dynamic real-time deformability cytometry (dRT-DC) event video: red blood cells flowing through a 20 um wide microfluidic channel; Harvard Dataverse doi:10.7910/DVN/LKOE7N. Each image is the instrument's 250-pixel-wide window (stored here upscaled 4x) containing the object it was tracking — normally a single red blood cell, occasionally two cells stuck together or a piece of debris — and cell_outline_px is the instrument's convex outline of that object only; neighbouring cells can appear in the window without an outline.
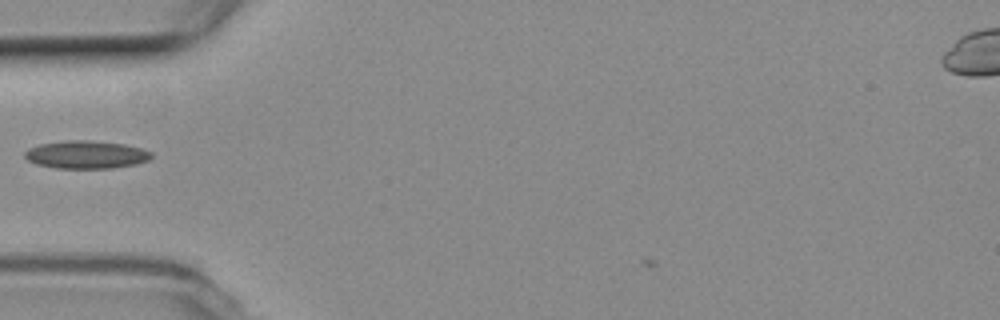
{"species": "common noctule bat (a hibernating species)", "species_latin": "Nyctalus noctula", "temperature_condition": "room temperature", "stored_images_in_passage": 41, "camera_frame_rate_fps": 3000, "um_per_image_px": 0.085, "animal": {"sex": "female", "body_mass_g": 19.3, "forearm_length_mm": 54.1}, "frame": {"image": 1, "passage_image": 6, "time_ms": 1.667, "image_size_px": [1000, 320], "cell_outline_px": [[152, 156], [148, 160], [136, 164], [112, 168], [56, 168], [36, 164], [28, 160], [24, 156], [24, 152], [28, 148], [40, 144], [64, 140], [88, 140], [124, 144], [144, 148], [152, 152]], "centroid_in_image_um": [7.33, 13.14], "position_along_channel_um": 77.7, "area_um2": 20.69}}
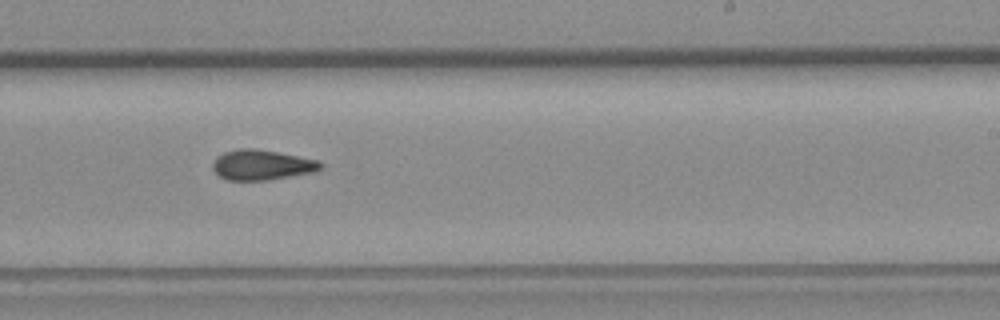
{"frame": {"image": 2, "passage_image": 21, "time_ms": 6.667, "image_size_px": [1000, 320], "cell_outline_px": [[324, 168], [316, 172], [268, 180], [228, 180], [220, 176], [212, 168], [212, 164], [216, 156], [224, 152], [240, 148], [256, 148], [316, 160], [324, 164]], "centroid_in_image_um": [22.26, 14.02], "position_along_channel_um": 266.7, "area_um2": 19.02}}
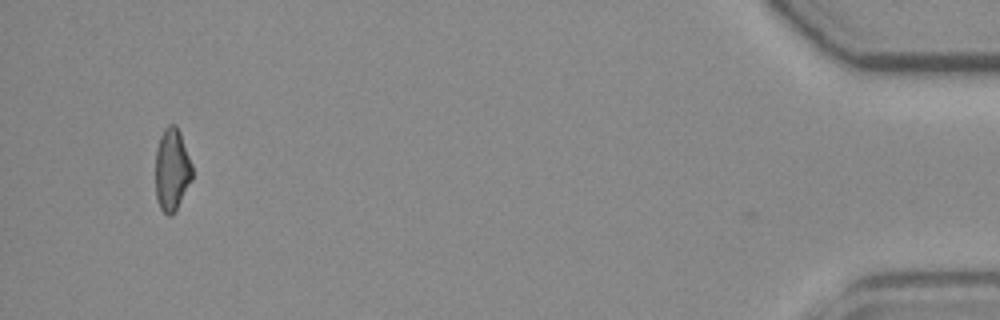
{"frame": {"image": 3, "passage_image": 40, "time_ms": 13.0, "image_size_px": [1000, 320], "cell_outline_px": [[192, 180], [172, 216], [168, 216], [160, 208], [156, 200], [156, 148], [160, 136], [164, 128], [168, 124], [176, 124], [180, 132], [192, 164]], "centroid_in_image_um": [14.61, 14.41], "position_along_channel_um": 420.6, "area_um2": 17.74}, "authors_computed_cell_mechanics": {"area_um2": 18.4382, "velocity_mm_per_s": 3.7801, "shape_relaxation_time_tau1_ms": null, "shape_relaxation_time_tau2_ms": 2.6473, "deformation_change_tau1": null, "deformation_change_tau2": 0.1047}}